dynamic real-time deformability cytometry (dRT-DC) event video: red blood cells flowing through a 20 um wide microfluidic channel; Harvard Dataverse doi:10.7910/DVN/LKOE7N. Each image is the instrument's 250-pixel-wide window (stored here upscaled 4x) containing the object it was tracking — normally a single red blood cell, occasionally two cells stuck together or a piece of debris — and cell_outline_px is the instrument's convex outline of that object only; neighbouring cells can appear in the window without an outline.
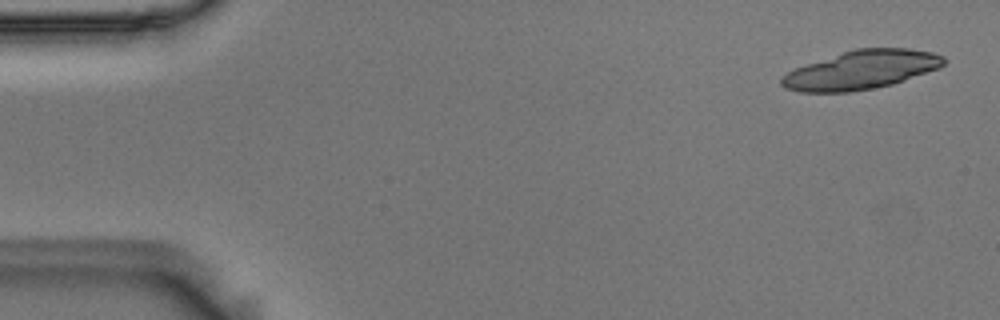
{"species": "Egyptian fruit bat (a non-hibernating species)", "species_latin": "Rousettus aegyptiacus", "temperature_condition": "room temperature", "stored_images_in_passage": 11, "camera_frame_rate_fps": 3000, "um_per_image_px": 0.085, "animal": {"sex": "male"}, "frame": {"image": 1, "passage_image": 2, "time_ms": 0.333, "image_size_px": [1000, 320], "cell_outline_px": [[944, 64], [940, 68], [892, 84], [872, 88], [848, 92], [800, 92], [784, 88], [780, 84], [780, 76], [796, 68], [856, 48], [908, 48], [932, 52], [944, 56]], "centroid_in_image_um": [73.21, 5.95], "position_along_channel_um": 11.8, "area_um2": 36.24}}